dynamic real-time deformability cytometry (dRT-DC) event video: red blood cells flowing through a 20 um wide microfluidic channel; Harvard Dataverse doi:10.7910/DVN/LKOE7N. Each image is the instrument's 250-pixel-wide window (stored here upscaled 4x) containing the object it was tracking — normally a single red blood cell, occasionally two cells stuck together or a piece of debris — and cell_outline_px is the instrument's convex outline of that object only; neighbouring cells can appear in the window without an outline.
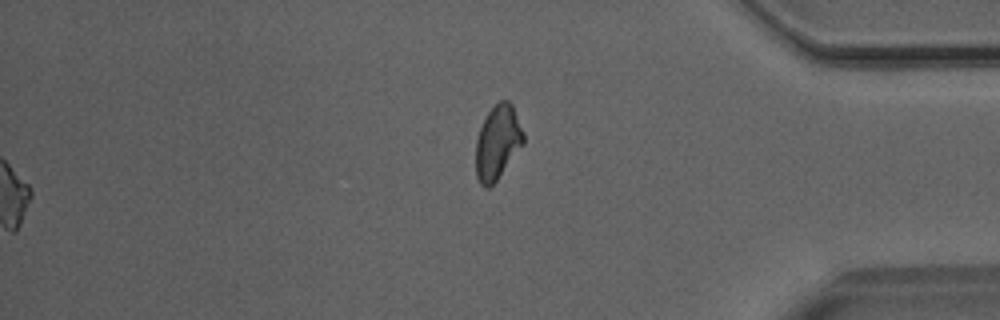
{"species": "Egyptian fruit bat (a non-hibernating species)", "species_latin": "Rousettus aegyptiacus", "temperature_condition": "room temperature", "stored_images_in_passage": 49, "segment_of_instrument_passage": [2, 2], "camera_frame_rate_fps": 3000, "um_per_image_px": 0.085, "animal": {"sex": "male"}, "frame": {"image": 1, "passage_image": 49, "time_ms": 16.0, "image_size_px": [1000, 320], "cell_outline_px": [[524, 144], [496, 180], [488, 188], [484, 188], [480, 184], [476, 176], [476, 140], [480, 128], [488, 112], [500, 100], [508, 100], [512, 104], [524, 132]], "centroid_in_image_um": [42.3, 12.1], "position_along_channel_um": 392.9, "area_um2": 20.46}}